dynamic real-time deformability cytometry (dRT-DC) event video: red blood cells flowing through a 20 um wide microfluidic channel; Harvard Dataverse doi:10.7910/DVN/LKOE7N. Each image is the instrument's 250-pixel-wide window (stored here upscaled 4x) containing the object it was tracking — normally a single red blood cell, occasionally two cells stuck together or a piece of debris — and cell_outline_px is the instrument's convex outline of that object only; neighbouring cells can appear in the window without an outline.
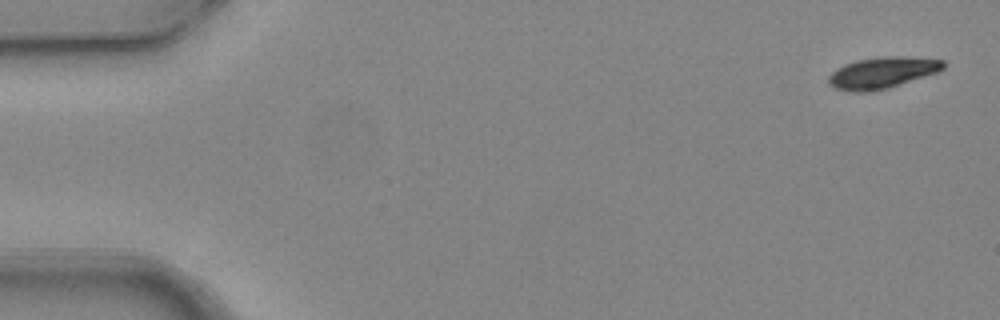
{"species": "common noctule bat (a hibernating species)", "species_latin": "Nyctalus noctula", "temperature_condition": "warm", "stored_images_in_passage": 4, "camera_frame_rate_fps": 3000, "um_per_image_px": 0.085, "animal": {"sex": "female", "body_mass_g": 24.6, "forearm_length_mm": 56.2}, "frame": {"image": 1, "passage_image": 1, "time_ms": 0.0, "image_size_px": [1000, 320], "cell_outline_px": [[944, 68], [936, 72], [888, 88], [868, 92], [852, 92], [836, 88], [828, 84], [828, 76], [836, 68], [844, 64], [860, 60], [884, 56], [900, 56], [944, 60]], "centroid_in_image_um": [74.95, 6.18], "position_along_channel_um": 10.1, "area_um2": 20.69}}